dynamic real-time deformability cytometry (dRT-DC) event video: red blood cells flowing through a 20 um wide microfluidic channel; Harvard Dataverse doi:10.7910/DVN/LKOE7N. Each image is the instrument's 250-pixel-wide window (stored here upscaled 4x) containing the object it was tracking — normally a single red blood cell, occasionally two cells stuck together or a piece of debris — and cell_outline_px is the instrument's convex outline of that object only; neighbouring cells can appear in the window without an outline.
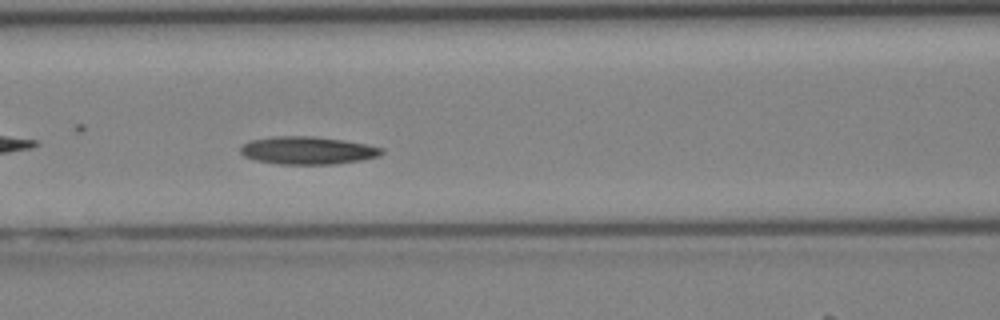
{"species": "Egyptian fruit bat (a non-hibernating species)", "species_latin": "Rousettus aegyptiacus", "temperature_condition": "cold", "stored_images_in_passage": 40, "camera_frame_rate_fps": 3000, "um_per_image_px": 0.085, "animal": {"sex": "female"}, "frame": {"image": 1, "passage_image": 17, "time_ms": 5.333, "image_size_px": [1000, 320], "cell_outline_px": [[384, 152], [380, 156], [360, 160], [332, 164], [276, 164], [256, 160], [244, 156], [240, 152], [240, 148], [244, 144], [252, 140], [272, 136], [312, 136], [344, 140], [384, 148]], "centroid_in_image_um": [26.15, 12.78], "position_along_channel_um": 140.5, "area_um2": 22.77}}
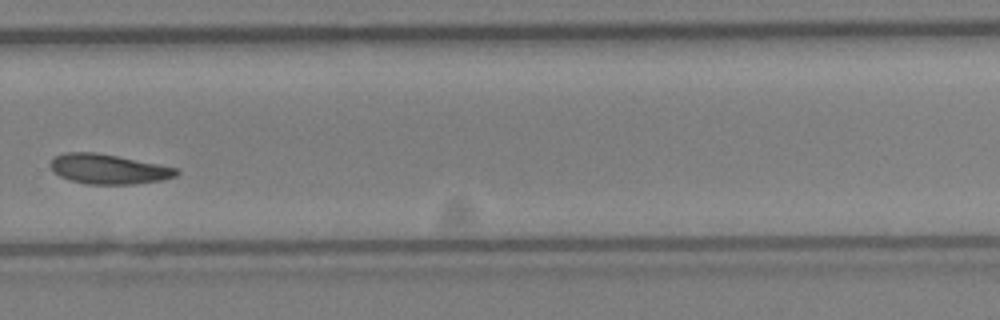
{"frame": {"image": 2, "passage_image": 28, "time_ms": 9.0, "image_size_px": [1000, 320], "cell_outline_px": [[180, 172], [176, 176], [160, 180], [132, 184], [88, 184], [72, 180], [60, 176], [48, 164], [56, 156], [64, 152], [96, 152], [160, 164], [176, 168]], "centroid_in_image_um": [9.23, 14.36], "position_along_channel_um": 320.6, "area_um2": 21.68}}
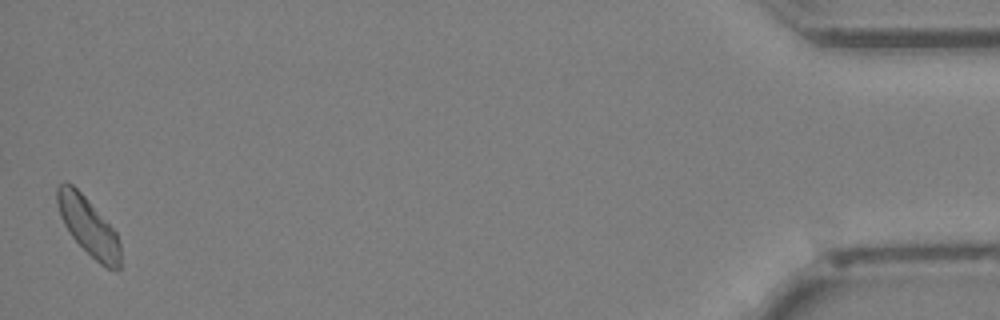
{"frame": {"image": 3, "passage_image": 40, "time_ms": 13.0, "image_size_px": [1000, 320], "cell_outline_px": [[120, 272], [116, 272], [100, 264], [72, 236], [64, 224], [60, 216], [56, 200], [56, 188], [64, 180], [72, 184], [84, 196], [116, 232], [120, 244]], "centroid_in_image_um": [7.51, 19.25], "position_along_channel_um": 427.7, "area_um2": 21.1}}